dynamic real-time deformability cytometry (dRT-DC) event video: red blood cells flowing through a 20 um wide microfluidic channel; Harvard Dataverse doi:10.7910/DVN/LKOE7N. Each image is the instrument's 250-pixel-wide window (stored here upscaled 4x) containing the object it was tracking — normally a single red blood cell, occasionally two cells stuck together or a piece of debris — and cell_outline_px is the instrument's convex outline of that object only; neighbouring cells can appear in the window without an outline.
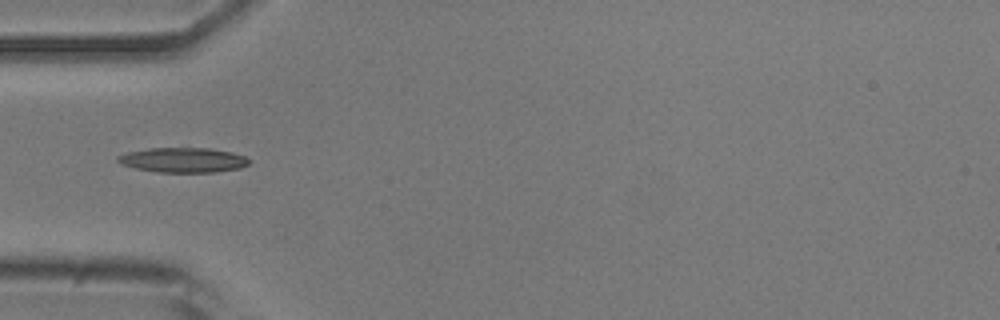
{"species": "common noctule bat (a hibernating species)", "species_latin": "Nyctalus noctula", "temperature_condition": "room temperature", "stored_images_in_passage": 30, "camera_frame_rate_fps": 3000, "um_per_image_px": 0.085, "animal": {"sex": "male", "body_mass_g": 20.5, "forearm_length_mm": 52.5}, "frame": {"image": 1, "passage_image": 1, "time_ms": 0.0, "image_size_px": [1000, 320], "cell_outline_px": [[252, 160], [248, 164], [240, 168], [216, 172], [156, 172], [136, 168], [120, 164], [116, 160], [116, 156], [128, 152], [148, 148], [212, 148], [232, 152], [244, 156]], "centroid_in_image_um": [15.57, 13.6], "position_along_channel_um": 69.4, "area_um2": 19.13}}
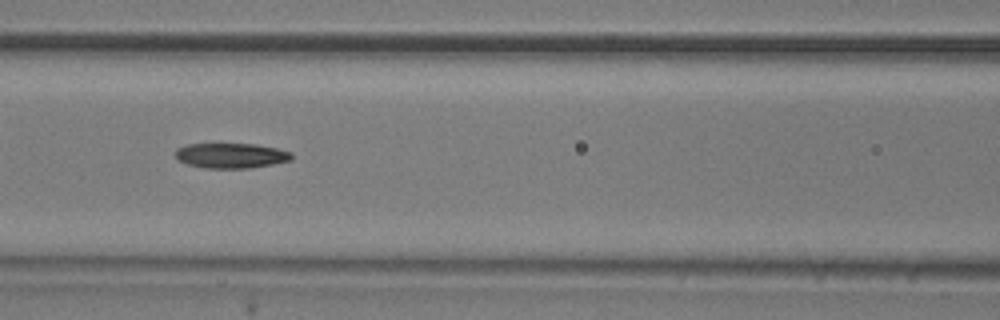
{"frame": {"image": 2, "passage_image": 7, "time_ms": 2.0, "image_size_px": [1000, 320], "cell_outline_px": [[292, 160], [252, 168], [204, 168], [188, 164], [180, 160], [176, 156], [176, 148], [188, 144], [256, 144], [276, 148], [292, 152]], "centroid_in_image_um": [19.67, 13.22], "position_along_channel_um": 146.9, "area_um2": 16.94}}
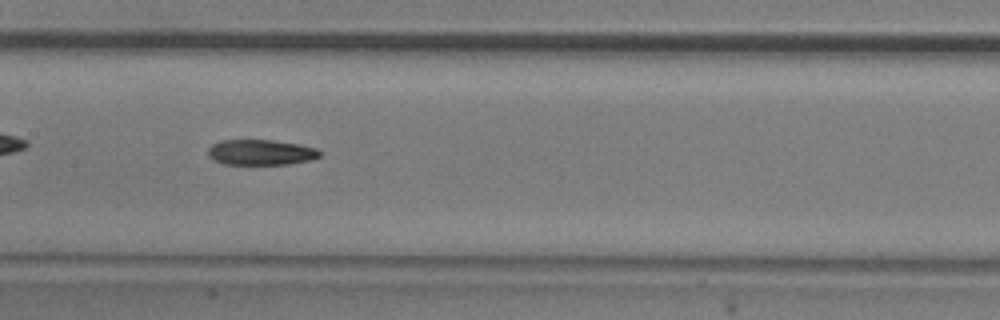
{"frame": {"image": 3, "passage_image": 10, "time_ms": 3.0, "image_size_px": [1000, 320], "cell_outline_px": [[324, 152], [320, 156], [308, 160], [288, 164], [224, 164], [212, 160], [208, 156], [208, 148], [212, 144], [220, 140], [272, 140], [300, 144], [316, 148]], "centroid_in_image_um": [22.16, 12.94], "position_along_channel_um": 185.2, "area_um2": 16.7}, "authors_computed_cell_mechanics": {"area_um2": 17.1666, "velocity_mm_per_s": 3.812, "shape_relaxation_time_tau1_ms": null, "shape_relaxation_time_tau2_ms": 3.6272, "deformation_change_tau1": null, "deformation_change_tau2": 0.0929}}